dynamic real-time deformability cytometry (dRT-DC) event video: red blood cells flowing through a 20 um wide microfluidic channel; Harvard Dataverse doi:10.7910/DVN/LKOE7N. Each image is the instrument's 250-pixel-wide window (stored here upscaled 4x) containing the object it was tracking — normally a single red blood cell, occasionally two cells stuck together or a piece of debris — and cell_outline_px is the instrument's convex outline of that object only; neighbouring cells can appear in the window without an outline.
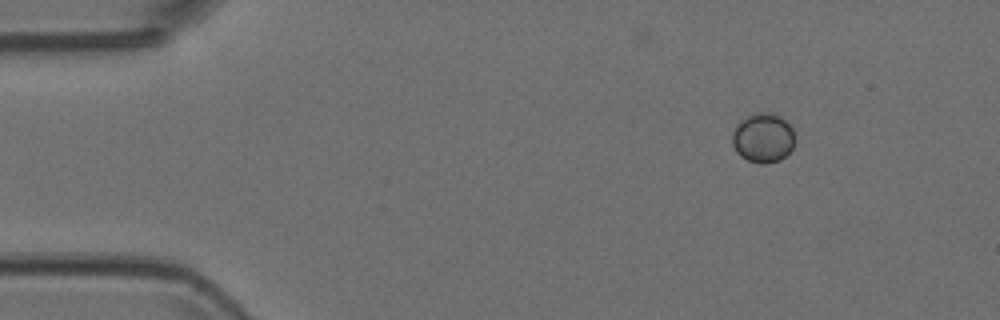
{"species": "Egyptian fruit bat (a non-hibernating species)", "species_latin": "Rousettus aegyptiacus", "temperature_condition": "room temperature", "stored_images_in_passage": 39, "camera_frame_rate_fps": 3000, "um_per_image_px": 0.085, "animal": {"sex": "female"}, "frame": {"image": 1, "passage_image": 1, "time_ms": 0.0, "image_size_px": [1000, 320], "cell_outline_px": [[792, 148], [780, 160], [764, 164], [760, 164], [748, 160], [740, 156], [736, 152], [732, 144], [732, 132], [736, 124], [740, 120], [752, 112], [772, 112], [780, 116], [792, 128]], "centroid_in_image_um": [64.8, 11.7], "position_along_channel_um": 20.2, "area_um2": 18.09}}
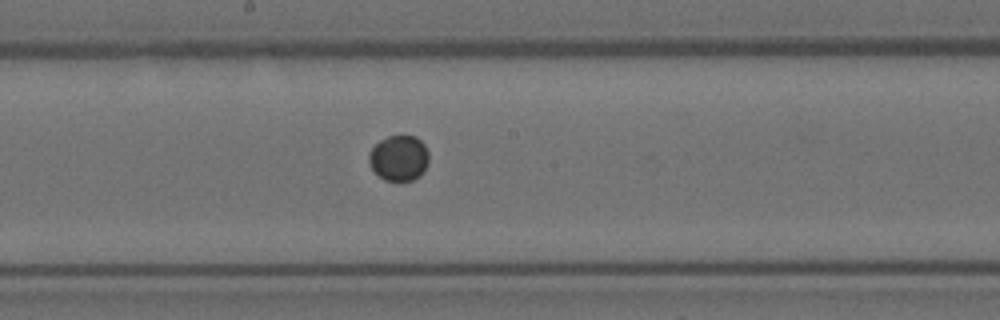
{"frame": {"image": 2, "passage_image": 22, "time_ms": 7.0, "image_size_px": [1000, 320], "cell_outline_px": [[428, 164], [420, 176], [412, 180], [384, 180], [372, 168], [368, 160], [368, 152], [380, 140], [388, 136], [416, 136], [424, 144], [428, 152]], "centroid_in_image_um": [33.91, 13.42], "position_along_channel_um": 214.3, "area_um2": 15.84}}
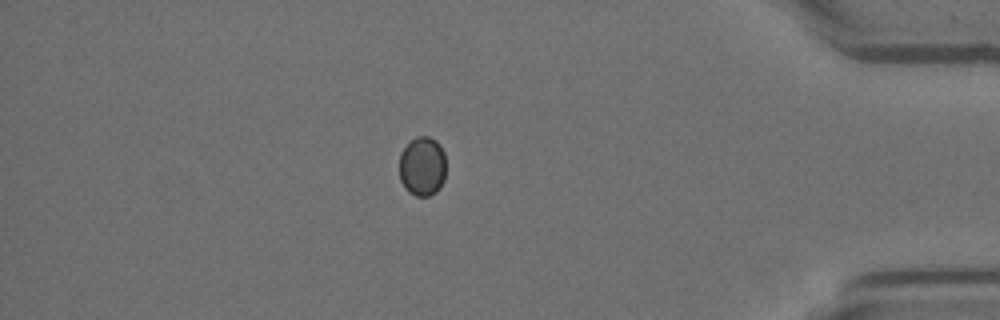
{"frame": {"image": 3, "passage_image": 39, "time_ms": 12.667, "image_size_px": [1000, 320], "cell_outline_px": [[444, 180], [440, 188], [436, 192], [428, 196], [416, 196], [408, 192], [404, 188], [400, 180], [400, 152], [416, 136], [428, 136], [436, 140], [440, 144], [444, 152]], "centroid_in_image_um": [35.89, 14.14], "position_along_channel_um": 399.3, "area_um2": 16.24}}